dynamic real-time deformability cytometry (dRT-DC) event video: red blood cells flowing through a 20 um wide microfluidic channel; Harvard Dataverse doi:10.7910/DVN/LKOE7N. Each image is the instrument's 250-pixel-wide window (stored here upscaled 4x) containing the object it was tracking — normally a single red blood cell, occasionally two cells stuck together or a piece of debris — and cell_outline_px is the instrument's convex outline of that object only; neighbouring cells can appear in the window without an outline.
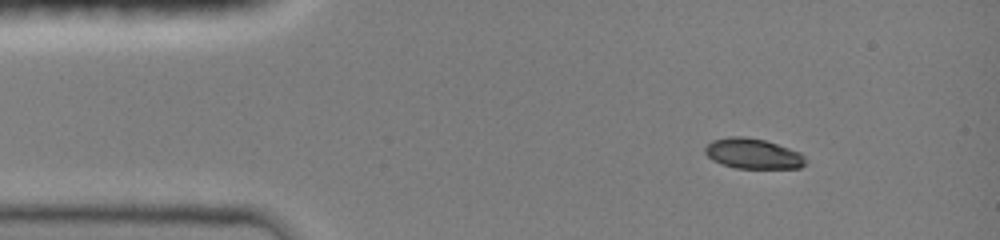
{"species": "common noctule bat (a hibernating species)", "species_latin": "Nyctalus noctula", "temperature_condition": "room temperature", "stored_images_in_passage": 21, "camera_frame_rate_fps": 3000, "um_per_image_px": 0.085, "animal": {"sex": "female", "body_mass_g": 19.0, "forearm_length_mm": 51.5}, "frame": {"image": 1, "passage_image": 2, "time_ms": 0.667, "image_size_px": [1000, 240], "cell_outline_px": [[804, 164], [800, 168], [736, 168], [720, 164], [712, 160], [704, 152], [704, 148], [712, 140], [728, 136], [744, 136], [764, 140], [800, 152], [804, 156]], "centroid_in_image_um": [63.95, 13.06], "position_along_channel_um": 21.0, "area_um2": 17.69}}
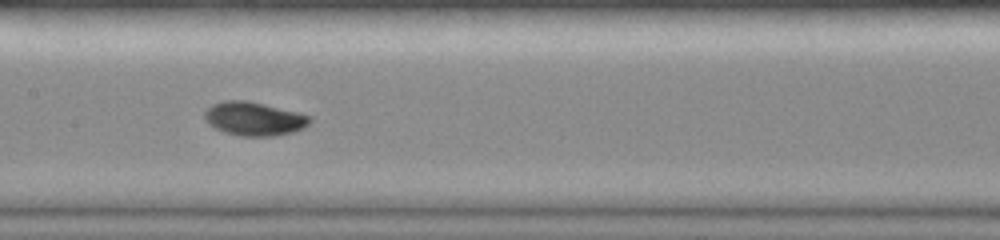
{"frame": {"image": 2, "passage_image": 13, "time_ms": 6.333, "image_size_px": [1000, 240], "cell_outline_px": [[312, 120], [304, 128], [292, 132], [272, 136], [240, 136], [224, 132], [208, 124], [204, 120], [204, 112], [212, 104], [224, 100], [248, 100], [300, 112], [312, 116]], "centroid_in_image_um": [21.61, 10.08], "position_along_channel_um": 185.8, "area_um2": 20.92}}
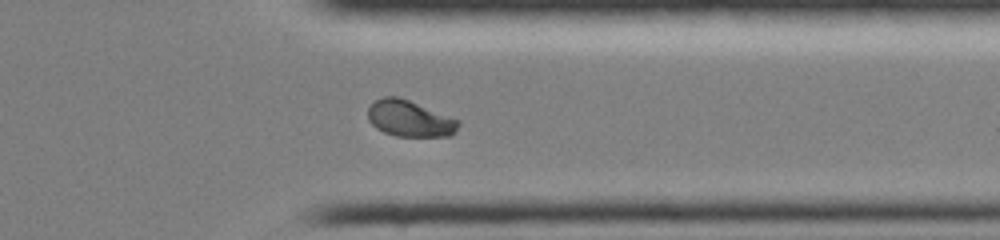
{"frame": {"image": 3, "passage_image": 21, "time_ms": 11.0, "image_size_px": [1000, 240], "cell_outline_px": [[460, 124], [456, 132], [452, 136], [396, 136], [384, 132], [376, 128], [368, 120], [368, 108], [376, 100], [384, 96], [400, 96], [460, 120]], "centroid_in_image_um": [34.85, 10.07], "position_along_channel_um": 376.6, "area_um2": 19.31}}